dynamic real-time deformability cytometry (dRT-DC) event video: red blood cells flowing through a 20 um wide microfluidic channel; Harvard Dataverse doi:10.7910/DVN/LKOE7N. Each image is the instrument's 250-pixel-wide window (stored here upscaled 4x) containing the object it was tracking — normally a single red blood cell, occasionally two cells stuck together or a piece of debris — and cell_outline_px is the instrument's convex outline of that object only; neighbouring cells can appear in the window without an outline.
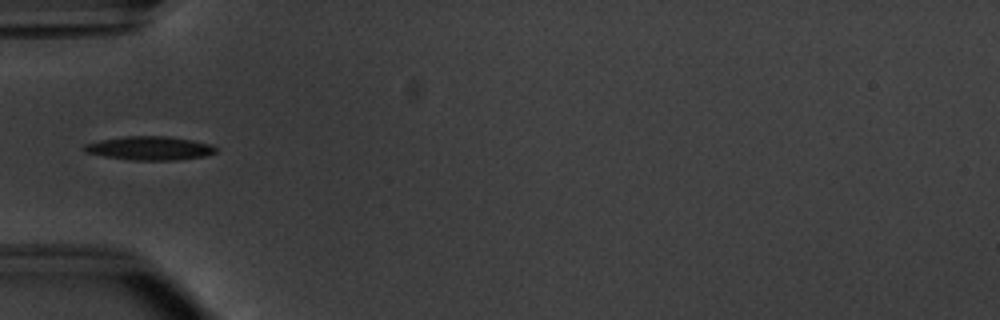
{"species": "common noctule bat (a hibernating species)", "species_latin": "Nyctalus noctula", "temperature_condition": "warm", "stored_images_in_passage": 36, "camera_frame_rate_fps": 3000, "um_per_image_px": 0.085, "animal": {"sex": "male", "body_mass_g": 20.1, "forearm_length_mm": 53.5}, "frame": {"image": 1, "passage_image": 1, "time_ms": 0.0, "image_size_px": [1000, 320], "cell_outline_px": [[216, 152], [204, 156], [176, 160], [132, 160], [104, 156], [84, 152], [84, 144], [100, 140], [124, 136], [168, 136], [192, 140], [208, 144], [216, 148]], "centroid_in_image_um": [12.69, 12.59], "position_along_channel_um": 72.3, "area_um2": 18.03}}
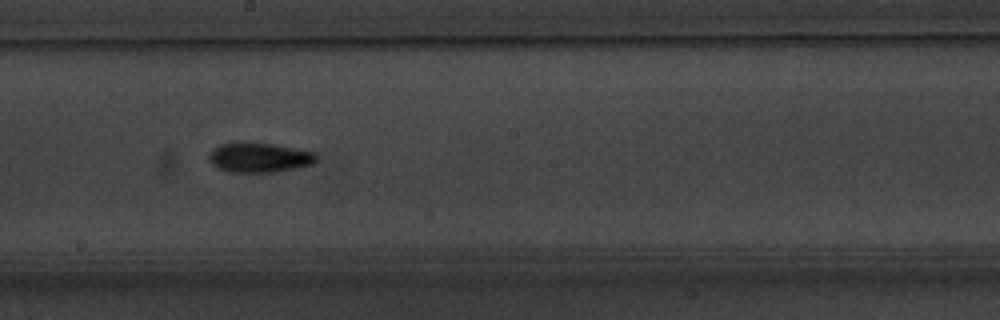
{"frame": {"image": 2, "passage_image": 13, "time_ms": 4.0, "image_size_px": [1000, 320], "cell_outline_px": [[316, 160], [312, 164], [296, 168], [276, 172], [228, 172], [212, 164], [208, 160], [208, 156], [212, 148], [220, 144], [236, 140], [272, 144], [316, 152]], "centroid_in_image_um": [21.98, 13.36], "position_along_channel_um": 226.2, "area_um2": 18.96}}
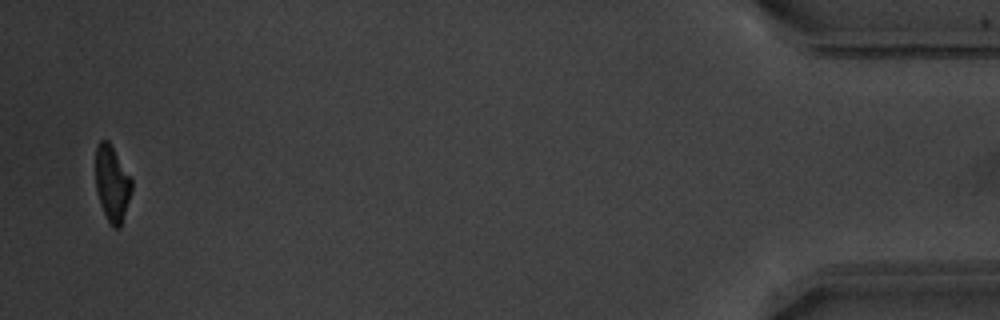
{"frame": {"image": 3, "passage_image": 35, "time_ms": 11.333, "image_size_px": [1000, 320], "cell_outline_px": [[132, 188], [120, 228], [112, 228], [100, 204], [96, 192], [96, 148], [100, 140], [108, 140], [132, 180]], "centroid_in_image_um": [9.51, 15.62], "position_along_channel_um": 425.7, "area_um2": 15.66}, "authors_computed_cell_mechanics": {"area_um2": 17.4845, "velocity_mm_per_s": 3.826, "shape_relaxation_time_tau1_ms": 3.6488, "shape_relaxation_time_tau2_ms": 4.6067, "deformation_change_tau1": 0.158, "deformation_change_tau2": 0.1161}}